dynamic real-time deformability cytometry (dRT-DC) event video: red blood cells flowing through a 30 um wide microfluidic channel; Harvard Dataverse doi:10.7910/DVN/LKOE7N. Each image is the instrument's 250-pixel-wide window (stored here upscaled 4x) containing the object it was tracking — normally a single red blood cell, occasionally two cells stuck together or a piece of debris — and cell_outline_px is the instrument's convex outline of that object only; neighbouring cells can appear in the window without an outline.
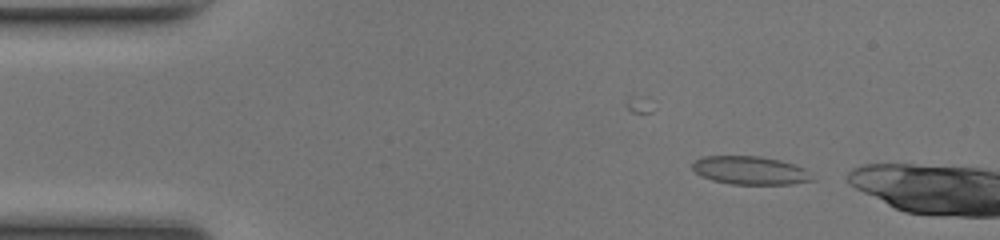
{"species": "common noctule bat (a hibernating species)", "species_latin": "Nyctalus noctula", "temperature_condition": "room temperature", "stored_images_in_passage": 9, "camera_frame_rate_fps": 3000, "um_per_image_px": 0.085, "animal": {"sex": "female", "body_mass_g": 17.0, "forearm_length_mm": 48.0}, "frame": {"image": 1, "passage_image": 2, "time_ms": 0.333, "image_size_px": [1000, 240], "cell_outline_px": [[816, 180], [792, 184], [732, 184], [712, 180], [700, 176], [692, 168], [692, 164], [700, 156], [760, 156], [780, 160], [804, 168]], "centroid_in_image_um": [63.75, 14.48], "position_along_channel_um": 21.2, "area_um2": 19.77}}